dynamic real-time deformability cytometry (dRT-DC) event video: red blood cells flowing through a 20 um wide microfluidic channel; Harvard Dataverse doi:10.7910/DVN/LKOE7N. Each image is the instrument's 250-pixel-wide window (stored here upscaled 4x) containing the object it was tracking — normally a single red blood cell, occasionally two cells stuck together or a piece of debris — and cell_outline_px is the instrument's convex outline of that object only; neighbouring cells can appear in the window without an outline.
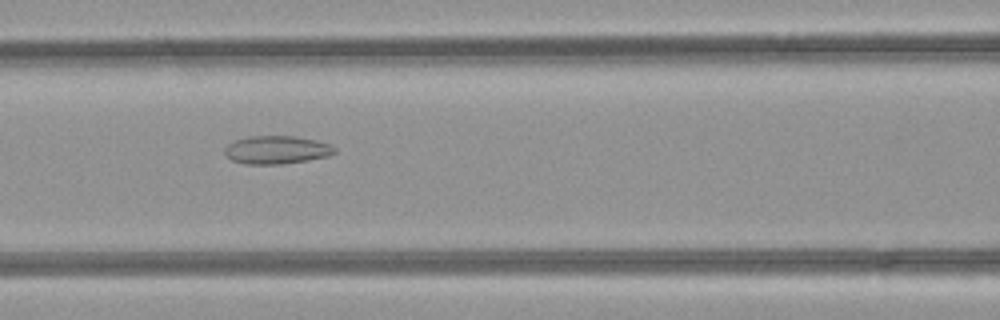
{"species": "common noctule bat (a hibernating species)", "species_latin": "Nyctalus noctula", "temperature_condition": "room temperature", "stored_images_in_passage": 26, "camera_frame_rate_fps": 3000, "um_per_image_px": 0.085, "animal": {"sex": "female", "body_mass_g": 21.9}, "frame": {"image": 1, "passage_image": 7, "time_ms": 2.0, "image_size_px": [1000, 320], "cell_outline_px": [[336, 152], [328, 156], [308, 160], [284, 164], [244, 164], [232, 160], [224, 152], [224, 148], [228, 144], [236, 140], [248, 136], [292, 136], [316, 140], [328, 144], [336, 148]], "centroid_in_image_um": [23.51, 12.74], "position_along_channel_um": 143.1, "area_um2": 17.98}}
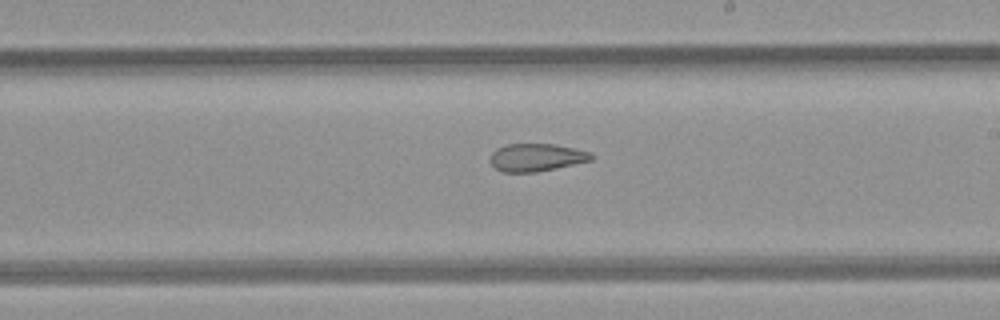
{"frame": {"image": 2, "passage_image": 14, "time_ms": 4.333, "image_size_px": [1000, 320], "cell_outline_px": [[596, 156], [592, 160], [536, 172], [504, 172], [496, 168], [488, 160], [492, 152], [496, 148], [508, 144], [552, 144], [592, 152]], "centroid_in_image_um": [45.59, 13.37], "position_along_channel_um": 243.4, "area_um2": 16.3}}
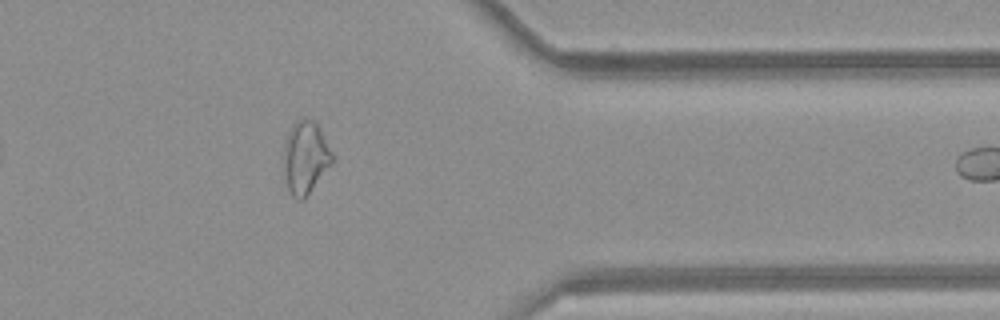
{"frame": {"image": 3, "passage_image": 25, "time_ms": 8.0, "image_size_px": [1000, 320], "cell_outline_px": [[332, 164], [308, 192], [300, 200], [296, 200], [292, 196], [288, 188], [284, 168], [284, 144], [288, 132], [292, 124], [300, 120], [316, 120], [332, 152]], "centroid_in_image_um": [25.96, 13.35], "position_along_channel_um": 385.4, "area_um2": 20.06}}